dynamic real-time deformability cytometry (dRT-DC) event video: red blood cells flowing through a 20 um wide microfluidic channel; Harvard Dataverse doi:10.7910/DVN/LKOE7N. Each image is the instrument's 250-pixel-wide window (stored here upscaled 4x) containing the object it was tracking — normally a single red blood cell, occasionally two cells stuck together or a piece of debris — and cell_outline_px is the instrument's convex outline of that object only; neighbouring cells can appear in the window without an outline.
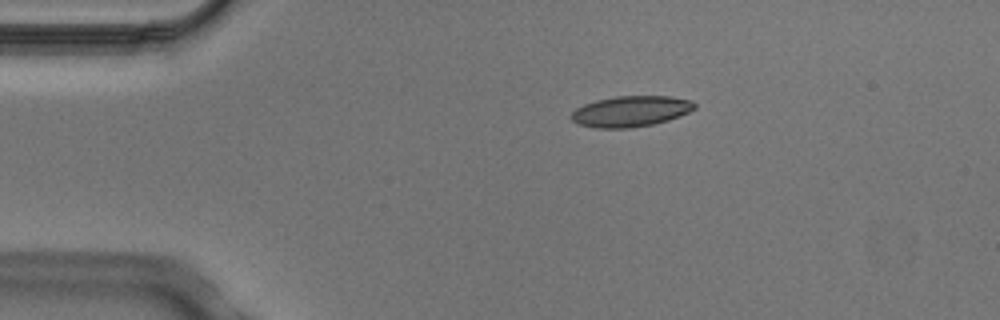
{"species": "Egyptian fruit bat (a non-hibernating species)", "species_latin": "Rousettus aegyptiacus", "temperature_condition": "cold", "stored_images_in_passage": 3, "camera_frame_rate_fps": 3000, "um_per_image_px": 0.085, "animal": {"sex": "male"}, "frame": {"image": 1, "passage_image": 1, "time_ms": 0.0, "image_size_px": [1000, 320], "cell_outline_px": [[696, 108], [680, 116], [668, 120], [652, 124], [628, 128], [596, 128], [580, 124], [572, 120], [568, 116], [576, 108], [584, 104], [596, 100], [616, 96], [672, 96], [692, 100], [696, 104]], "centroid_in_image_um": [53.62, 9.45], "position_along_channel_um": 31.4, "area_um2": 22.2}}
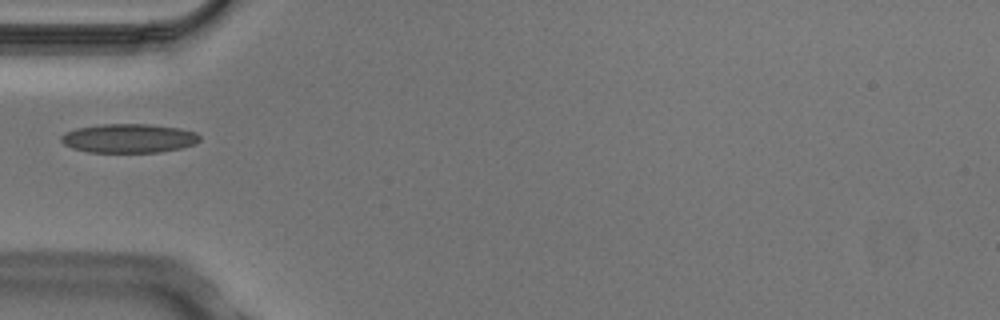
{"frame": {"image": 2, "passage_image": 3, "time_ms": 0.667, "image_size_px": [1000, 320], "cell_outline_px": [[200, 140], [196, 144], [180, 148], [160, 152], [88, 152], [72, 148], [64, 144], [60, 140], [60, 136], [64, 132], [76, 128], [100, 124], [152, 124], [180, 128], [196, 132], [200, 136]], "centroid_in_image_um": [10.94, 11.75], "position_along_channel_um": 74.1, "area_um2": 23.64}}